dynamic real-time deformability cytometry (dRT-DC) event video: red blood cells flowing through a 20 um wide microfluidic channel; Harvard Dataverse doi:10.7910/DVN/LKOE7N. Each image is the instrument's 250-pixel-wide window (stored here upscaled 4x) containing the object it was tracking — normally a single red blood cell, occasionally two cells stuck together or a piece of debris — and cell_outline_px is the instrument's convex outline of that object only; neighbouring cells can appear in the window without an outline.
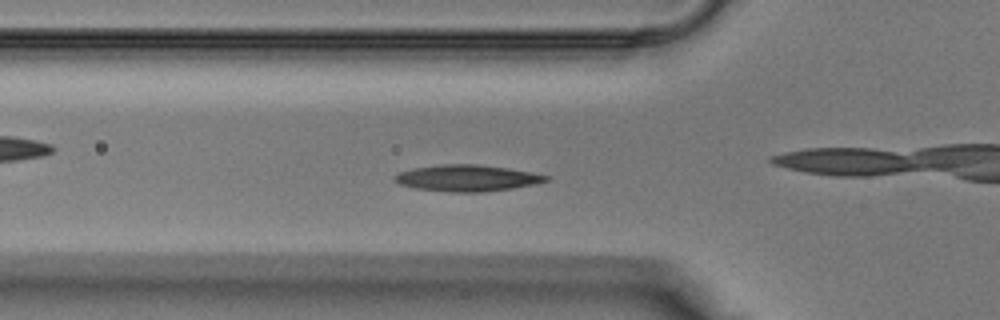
{"species": "Egyptian fruit bat (a non-hibernating species)", "species_latin": "Rousettus aegyptiacus", "temperature_condition": "warm", "stored_images_in_passage": 32, "camera_frame_rate_fps": 3000, "um_per_image_px": 0.085, "animal": {"sex": "male"}, "frame": {"image": 1, "passage_image": 10, "time_ms": 3.0, "image_size_px": [1000, 320], "cell_outline_px": [[548, 180], [536, 184], [512, 188], [484, 192], [448, 192], [416, 188], [400, 184], [392, 180], [392, 176], [400, 172], [412, 168], [444, 164], [476, 164], [508, 168], [548, 176]], "centroid_in_image_um": [39.65, 15.14], "position_along_channel_um": 86.2, "area_um2": 23.18}}